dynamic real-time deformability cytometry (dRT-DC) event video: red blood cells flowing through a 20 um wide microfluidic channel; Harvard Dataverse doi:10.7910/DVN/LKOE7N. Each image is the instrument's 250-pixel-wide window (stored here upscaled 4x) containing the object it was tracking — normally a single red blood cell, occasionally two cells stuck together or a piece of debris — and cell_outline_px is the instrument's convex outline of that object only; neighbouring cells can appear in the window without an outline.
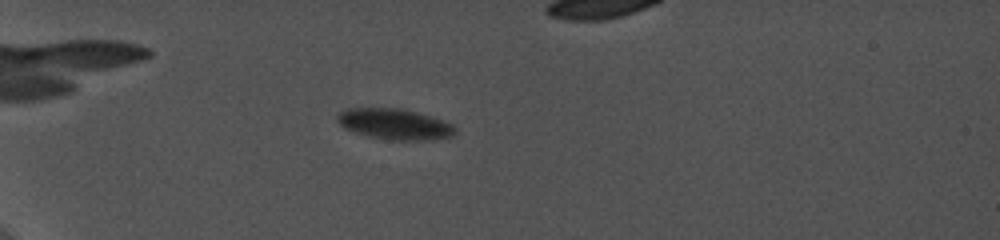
{"species": "common noctule bat (a hibernating species)", "species_latin": "Nyctalus noctula", "temperature_condition": "cold", "stored_images_in_passage": 45, "camera_frame_rate_fps": 5000, "um_per_image_px": 0.085, "animal": {"sex": "female", "body_mass_g": 19.0, "forearm_length_mm": 56.7}, "frame": {"image": 1, "passage_image": 18, "time_ms": 5.8, "image_size_px": [1000, 240], "cell_outline_px": [[456, 132], [452, 136], [432, 140], [392, 140], [368, 136], [344, 128], [336, 120], [336, 116], [340, 112], [348, 108], [404, 108], [444, 120], [452, 124], [456, 128]], "centroid_in_image_um": [33.57, 10.54], "position_along_channel_um": 51.4, "area_um2": 21.27}}
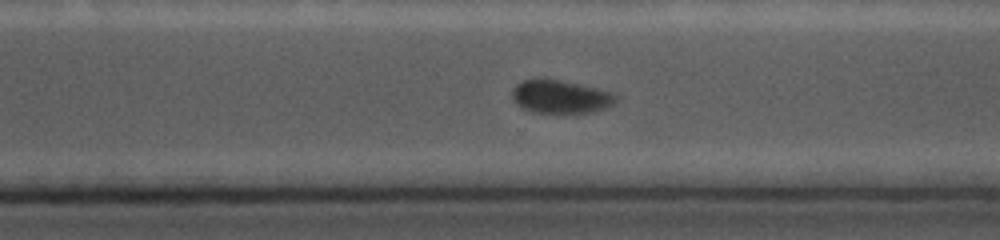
{"frame": {"image": 2, "passage_image": 38, "time_ms": 14.4, "image_size_px": [1000, 240], "cell_outline_px": [[620, 96], [608, 108], [592, 112], [532, 112], [516, 104], [512, 100], [512, 88], [520, 80], [560, 80], [616, 92]], "centroid_in_image_um": [47.68, 8.22], "position_along_channel_um": 322.9, "area_um2": 20.06}}
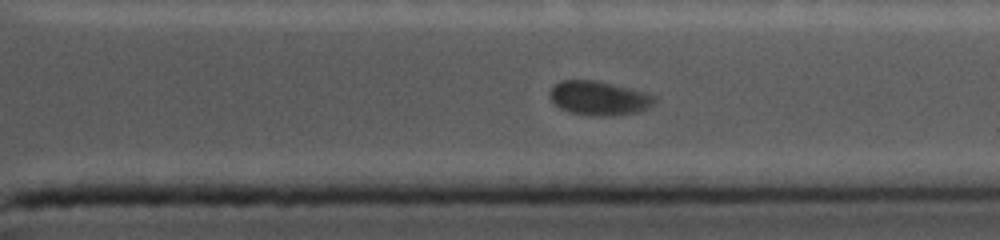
{"frame": {"image": 3, "passage_image": 41, "time_ms": 15.4, "image_size_px": [1000, 240], "cell_outline_px": [[656, 100], [648, 108], [640, 112], [604, 116], [568, 112], [560, 108], [552, 100], [552, 88], [560, 80], [596, 80], [644, 92], [656, 96]], "centroid_in_image_um": [50.95, 8.34], "position_along_channel_um": 360.5, "area_um2": 20.4}}